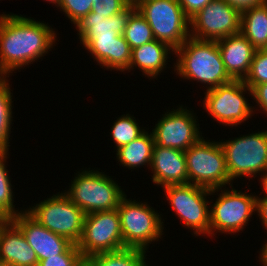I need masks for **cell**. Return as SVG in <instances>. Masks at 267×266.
I'll return each instance as SVG.
<instances>
[{
	"instance_id": "obj_1",
	"label": "cell",
	"mask_w": 267,
	"mask_h": 266,
	"mask_svg": "<svg viewBox=\"0 0 267 266\" xmlns=\"http://www.w3.org/2000/svg\"><path fill=\"white\" fill-rule=\"evenodd\" d=\"M57 31L49 23L26 15L0 14V75L12 76L15 71L37 63L52 51Z\"/></svg>"
},
{
	"instance_id": "obj_2",
	"label": "cell",
	"mask_w": 267,
	"mask_h": 266,
	"mask_svg": "<svg viewBox=\"0 0 267 266\" xmlns=\"http://www.w3.org/2000/svg\"><path fill=\"white\" fill-rule=\"evenodd\" d=\"M174 59L176 77L185 79V82L201 83L205 91L233 80L225 70L216 40H200L190 36L175 50Z\"/></svg>"
},
{
	"instance_id": "obj_3",
	"label": "cell",
	"mask_w": 267,
	"mask_h": 266,
	"mask_svg": "<svg viewBox=\"0 0 267 266\" xmlns=\"http://www.w3.org/2000/svg\"><path fill=\"white\" fill-rule=\"evenodd\" d=\"M98 168L84 167L76 171L63 193L85 214L116 210L126 196L116 178Z\"/></svg>"
},
{
	"instance_id": "obj_4",
	"label": "cell",
	"mask_w": 267,
	"mask_h": 266,
	"mask_svg": "<svg viewBox=\"0 0 267 266\" xmlns=\"http://www.w3.org/2000/svg\"><path fill=\"white\" fill-rule=\"evenodd\" d=\"M219 142L225 153L229 178L233 182L243 177L249 181L258 177L261 184L267 178V130L249 132L228 140L219 139Z\"/></svg>"
},
{
	"instance_id": "obj_5",
	"label": "cell",
	"mask_w": 267,
	"mask_h": 266,
	"mask_svg": "<svg viewBox=\"0 0 267 266\" xmlns=\"http://www.w3.org/2000/svg\"><path fill=\"white\" fill-rule=\"evenodd\" d=\"M249 189L242 191L235 189L233 185L211 189V195L216 196L218 194L215 200L210 199L211 239H213V236L216 238L218 232L236 236L237 233H242L241 231H244V228L249 225L251 217L256 214L257 198L256 193L248 192Z\"/></svg>"
},
{
	"instance_id": "obj_6",
	"label": "cell",
	"mask_w": 267,
	"mask_h": 266,
	"mask_svg": "<svg viewBox=\"0 0 267 266\" xmlns=\"http://www.w3.org/2000/svg\"><path fill=\"white\" fill-rule=\"evenodd\" d=\"M131 199V200H130ZM121 223L123 244L127 248H138L147 252L149 245L162 239L164 235L163 215L154 207L140 199L127 198L120 201L117 208Z\"/></svg>"
},
{
	"instance_id": "obj_7",
	"label": "cell",
	"mask_w": 267,
	"mask_h": 266,
	"mask_svg": "<svg viewBox=\"0 0 267 266\" xmlns=\"http://www.w3.org/2000/svg\"><path fill=\"white\" fill-rule=\"evenodd\" d=\"M245 94L246 97H245ZM202 107L220 125L229 128L240 127L254 116L253 105L247 97H252V90L243 80L229 83L204 91ZM251 105V106H250ZM239 125V126H238Z\"/></svg>"
},
{
	"instance_id": "obj_8",
	"label": "cell",
	"mask_w": 267,
	"mask_h": 266,
	"mask_svg": "<svg viewBox=\"0 0 267 266\" xmlns=\"http://www.w3.org/2000/svg\"><path fill=\"white\" fill-rule=\"evenodd\" d=\"M201 137L185 152L188 183L207 189L233 185L226 168L225 153L219 141Z\"/></svg>"
},
{
	"instance_id": "obj_9",
	"label": "cell",
	"mask_w": 267,
	"mask_h": 266,
	"mask_svg": "<svg viewBox=\"0 0 267 266\" xmlns=\"http://www.w3.org/2000/svg\"><path fill=\"white\" fill-rule=\"evenodd\" d=\"M167 202L183 227L190 229L191 235L210 237V197L211 190L193 184H177L162 187ZM208 198V199H207ZM209 200V201H208Z\"/></svg>"
},
{
	"instance_id": "obj_10",
	"label": "cell",
	"mask_w": 267,
	"mask_h": 266,
	"mask_svg": "<svg viewBox=\"0 0 267 266\" xmlns=\"http://www.w3.org/2000/svg\"><path fill=\"white\" fill-rule=\"evenodd\" d=\"M134 5L150 25L156 40L176 50L190 37V19L178 0H136Z\"/></svg>"
},
{
	"instance_id": "obj_11",
	"label": "cell",
	"mask_w": 267,
	"mask_h": 266,
	"mask_svg": "<svg viewBox=\"0 0 267 266\" xmlns=\"http://www.w3.org/2000/svg\"><path fill=\"white\" fill-rule=\"evenodd\" d=\"M25 211L39 224L57 235L67 238L73 244L79 242L85 213L62 191L34 203Z\"/></svg>"
},
{
	"instance_id": "obj_12",
	"label": "cell",
	"mask_w": 267,
	"mask_h": 266,
	"mask_svg": "<svg viewBox=\"0 0 267 266\" xmlns=\"http://www.w3.org/2000/svg\"><path fill=\"white\" fill-rule=\"evenodd\" d=\"M176 107L171 110L168 108L162 117L160 115L152 133L156 145L185 152L203 137L204 133L200 130L199 119L194 110L182 104Z\"/></svg>"
},
{
	"instance_id": "obj_13",
	"label": "cell",
	"mask_w": 267,
	"mask_h": 266,
	"mask_svg": "<svg viewBox=\"0 0 267 266\" xmlns=\"http://www.w3.org/2000/svg\"><path fill=\"white\" fill-rule=\"evenodd\" d=\"M82 257L126 248L116 210L85 214L82 235L77 243Z\"/></svg>"
},
{
	"instance_id": "obj_14",
	"label": "cell",
	"mask_w": 267,
	"mask_h": 266,
	"mask_svg": "<svg viewBox=\"0 0 267 266\" xmlns=\"http://www.w3.org/2000/svg\"><path fill=\"white\" fill-rule=\"evenodd\" d=\"M241 13L225 0H212L190 19V36L218 40L240 32Z\"/></svg>"
},
{
	"instance_id": "obj_15",
	"label": "cell",
	"mask_w": 267,
	"mask_h": 266,
	"mask_svg": "<svg viewBox=\"0 0 267 266\" xmlns=\"http://www.w3.org/2000/svg\"><path fill=\"white\" fill-rule=\"evenodd\" d=\"M20 228L38 261L63 254L73 243L57 235L33 219L25 210L11 218Z\"/></svg>"
},
{
	"instance_id": "obj_16",
	"label": "cell",
	"mask_w": 267,
	"mask_h": 266,
	"mask_svg": "<svg viewBox=\"0 0 267 266\" xmlns=\"http://www.w3.org/2000/svg\"><path fill=\"white\" fill-rule=\"evenodd\" d=\"M149 170L152 173L151 181L157 187L188 183L184 151L154 144Z\"/></svg>"
},
{
	"instance_id": "obj_17",
	"label": "cell",
	"mask_w": 267,
	"mask_h": 266,
	"mask_svg": "<svg viewBox=\"0 0 267 266\" xmlns=\"http://www.w3.org/2000/svg\"><path fill=\"white\" fill-rule=\"evenodd\" d=\"M0 261L9 266H37L36 252L11 219H0Z\"/></svg>"
},
{
	"instance_id": "obj_18",
	"label": "cell",
	"mask_w": 267,
	"mask_h": 266,
	"mask_svg": "<svg viewBox=\"0 0 267 266\" xmlns=\"http://www.w3.org/2000/svg\"><path fill=\"white\" fill-rule=\"evenodd\" d=\"M80 45L104 70L120 71L122 74L130 65L131 48L123 34L117 38L84 40Z\"/></svg>"
},
{
	"instance_id": "obj_19",
	"label": "cell",
	"mask_w": 267,
	"mask_h": 266,
	"mask_svg": "<svg viewBox=\"0 0 267 266\" xmlns=\"http://www.w3.org/2000/svg\"><path fill=\"white\" fill-rule=\"evenodd\" d=\"M136 9L131 2L123 11L105 18L90 12L75 25L79 43L84 40H99L106 38H117L123 34L130 14Z\"/></svg>"
},
{
	"instance_id": "obj_20",
	"label": "cell",
	"mask_w": 267,
	"mask_h": 266,
	"mask_svg": "<svg viewBox=\"0 0 267 266\" xmlns=\"http://www.w3.org/2000/svg\"><path fill=\"white\" fill-rule=\"evenodd\" d=\"M172 55H175V50L168 44L162 41L153 40L142 46L131 49V60L128 69L123 73H130L134 69L140 70L149 80L158 79L161 73L166 72V68L170 67L168 62ZM168 65V66H167ZM138 67V68H137ZM159 75V76H158Z\"/></svg>"
},
{
	"instance_id": "obj_21",
	"label": "cell",
	"mask_w": 267,
	"mask_h": 266,
	"mask_svg": "<svg viewBox=\"0 0 267 266\" xmlns=\"http://www.w3.org/2000/svg\"><path fill=\"white\" fill-rule=\"evenodd\" d=\"M226 72L233 80H244L256 49L241 33L217 40Z\"/></svg>"
},
{
	"instance_id": "obj_22",
	"label": "cell",
	"mask_w": 267,
	"mask_h": 266,
	"mask_svg": "<svg viewBox=\"0 0 267 266\" xmlns=\"http://www.w3.org/2000/svg\"><path fill=\"white\" fill-rule=\"evenodd\" d=\"M154 136L152 131H145L137 139L116 149L115 155L119 166L134 171L142 167L149 169L152 161L154 146ZM138 168V169H137ZM133 169V170H132Z\"/></svg>"
},
{
	"instance_id": "obj_23",
	"label": "cell",
	"mask_w": 267,
	"mask_h": 266,
	"mask_svg": "<svg viewBox=\"0 0 267 266\" xmlns=\"http://www.w3.org/2000/svg\"><path fill=\"white\" fill-rule=\"evenodd\" d=\"M240 32L256 50L267 49V4L241 13Z\"/></svg>"
},
{
	"instance_id": "obj_24",
	"label": "cell",
	"mask_w": 267,
	"mask_h": 266,
	"mask_svg": "<svg viewBox=\"0 0 267 266\" xmlns=\"http://www.w3.org/2000/svg\"><path fill=\"white\" fill-rule=\"evenodd\" d=\"M10 76L0 75V150H9L10 134L13 122V90L10 88ZM9 78V79H8ZM12 91V92H11Z\"/></svg>"
},
{
	"instance_id": "obj_25",
	"label": "cell",
	"mask_w": 267,
	"mask_h": 266,
	"mask_svg": "<svg viewBox=\"0 0 267 266\" xmlns=\"http://www.w3.org/2000/svg\"><path fill=\"white\" fill-rule=\"evenodd\" d=\"M9 153V150H0V219H11L25 210V208H15L14 186L11 183L10 171L7 169Z\"/></svg>"
},
{
	"instance_id": "obj_26",
	"label": "cell",
	"mask_w": 267,
	"mask_h": 266,
	"mask_svg": "<svg viewBox=\"0 0 267 266\" xmlns=\"http://www.w3.org/2000/svg\"><path fill=\"white\" fill-rule=\"evenodd\" d=\"M147 251L138 248H124L113 252L94 254L88 258L96 266H139L145 259Z\"/></svg>"
},
{
	"instance_id": "obj_27",
	"label": "cell",
	"mask_w": 267,
	"mask_h": 266,
	"mask_svg": "<svg viewBox=\"0 0 267 266\" xmlns=\"http://www.w3.org/2000/svg\"><path fill=\"white\" fill-rule=\"evenodd\" d=\"M128 113L119 116L113 123L109 134L115 145V150L119 147L130 143L143 134L147 128L141 127L136 118ZM146 128V129H145Z\"/></svg>"
},
{
	"instance_id": "obj_28",
	"label": "cell",
	"mask_w": 267,
	"mask_h": 266,
	"mask_svg": "<svg viewBox=\"0 0 267 266\" xmlns=\"http://www.w3.org/2000/svg\"><path fill=\"white\" fill-rule=\"evenodd\" d=\"M123 36L131 49L155 40L150 25L137 9L130 14Z\"/></svg>"
},
{
	"instance_id": "obj_29",
	"label": "cell",
	"mask_w": 267,
	"mask_h": 266,
	"mask_svg": "<svg viewBox=\"0 0 267 266\" xmlns=\"http://www.w3.org/2000/svg\"><path fill=\"white\" fill-rule=\"evenodd\" d=\"M243 81L250 89L255 85L267 83V49L256 50L249 73Z\"/></svg>"
},
{
	"instance_id": "obj_30",
	"label": "cell",
	"mask_w": 267,
	"mask_h": 266,
	"mask_svg": "<svg viewBox=\"0 0 267 266\" xmlns=\"http://www.w3.org/2000/svg\"><path fill=\"white\" fill-rule=\"evenodd\" d=\"M92 6L93 0H60L57 9L75 25L91 12Z\"/></svg>"
},
{
	"instance_id": "obj_31",
	"label": "cell",
	"mask_w": 267,
	"mask_h": 266,
	"mask_svg": "<svg viewBox=\"0 0 267 266\" xmlns=\"http://www.w3.org/2000/svg\"><path fill=\"white\" fill-rule=\"evenodd\" d=\"M81 258V251L72 244L63 254L40 260L37 266H77Z\"/></svg>"
},
{
	"instance_id": "obj_32",
	"label": "cell",
	"mask_w": 267,
	"mask_h": 266,
	"mask_svg": "<svg viewBox=\"0 0 267 266\" xmlns=\"http://www.w3.org/2000/svg\"><path fill=\"white\" fill-rule=\"evenodd\" d=\"M130 3L129 0H93L91 12L108 18L123 11Z\"/></svg>"
},
{
	"instance_id": "obj_33",
	"label": "cell",
	"mask_w": 267,
	"mask_h": 266,
	"mask_svg": "<svg viewBox=\"0 0 267 266\" xmlns=\"http://www.w3.org/2000/svg\"><path fill=\"white\" fill-rule=\"evenodd\" d=\"M251 90L252 97L250 99H253L256 104L253 106L254 115L257 112V114L263 113L267 117V83L255 85Z\"/></svg>"
},
{
	"instance_id": "obj_34",
	"label": "cell",
	"mask_w": 267,
	"mask_h": 266,
	"mask_svg": "<svg viewBox=\"0 0 267 266\" xmlns=\"http://www.w3.org/2000/svg\"><path fill=\"white\" fill-rule=\"evenodd\" d=\"M185 15L191 19L212 0H178Z\"/></svg>"
},
{
	"instance_id": "obj_35",
	"label": "cell",
	"mask_w": 267,
	"mask_h": 266,
	"mask_svg": "<svg viewBox=\"0 0 267 266\" xmlns=\"http://www.w3.org/2000/svg\"><path fill=\"white\" fill-rule=\"evenodd\" d=\"M262 191L257 195L256 198V214L259 217L262 227L267 233V192L261 188ZM263 193V196L261 195ZM265 194V195H264Z\"/></svg>"
},
{
	"instance_id": "obj_36",
	"label": "cell",
	"mask_w": 267,
	"mask_h": 266,
	"mask_svg": "<svg viewBox=\"0 0 267 266\" xmlns=\"http://www.w3.org/2000/svg\"><path fill=\"white\" fill-rule=\"evenodd\" d=\"M234 9L242 13L245 10L253 7L262 6L266 3V0H225Z\"/></svg>"
},
{
	"instance_id": "obj_37",
	"label": "cell",
	"mask_w": 267,
	"mask_h": 266,
	"mask_svg": "<svg viewBox=\"0 0 267 266\" xmlns=\"http://www.w3.org/2000/svg\"><path fill=\"white\" fill-rule=\"evenodd\" d=\"M265 243L263 245H261L262 248H260L258 251L259 252V255H258V258H259V264H261L260 266H267V240L265 238Z\"/></svg>"
},
{
	"instance_id": "obj_38",
	"label": "cell",
	"mask_w": 267,
	"mask_h": 266,
	"mask_svg": "<svg viewBox=\"0 0 267 266\" xmlns=\"http://www.w3.org/2000/svg\"><path fill=\"white\" fill-rule=\"evenodd\" d=\"M77 266H96L88 257H82Z\"/></svg>"
},
{
	"instance_id": "obj_39",
	"label": "cell",
	"mask_w": 267,
	"mask_h": 266,
	"mask_svg": "<svg viewBox=\"0 0 267 266\" xmlns=\"http://www.w3.org/2000/svg\"><path fill=\"white\" fill-rule=\"evenodd\" d=\"M43 1L52 3L53 5H55L56 8L60 3V0H43Z\"/></svg>"
},
{
	"instance_id": "obj_40",
	"label": "cell",
	"mask_w": 267,
	"mask_h": 266,
	"mask_svg": "<svg viewBox=\"0 0 267 266\" xmlns=\"http://www.w3.org/2000/svg\"><path fill=\"white\" fill-rule=\"evenodd\" d=\"M260 185L267 192V178Z\"/></svg>"
},
{
	"instance_id": "obj_41",
	"label": "cell",
	"mask_w": 267,
	"mask_h": 266,
	"mask_svg": "<svg viewBox=\"0 0 267 266\" xmlns=\"http://www.w3.org/2000/svg\"><path fill=\"white\" fill-rule=\"evenodd\" d=\"M148 261L145 259L139 266H152L150 263H147Z\"/></svg>"
},
{
	"instance_id": "obj_42",
	"label": "cell",
	"mask_w": 267,
	"mask_h": 266,
	"mask_svg": "<svg viewBox=\"0 0 267 266\" xmlns=\"http://www.w3.org/2000/svg\"><path fill=\"white\" fill-rule=\"evenodd\" d=\"M0 266H9V265H7V264H5L4 262H1V261H0Z\"/></svg>"
}]
</instances>
